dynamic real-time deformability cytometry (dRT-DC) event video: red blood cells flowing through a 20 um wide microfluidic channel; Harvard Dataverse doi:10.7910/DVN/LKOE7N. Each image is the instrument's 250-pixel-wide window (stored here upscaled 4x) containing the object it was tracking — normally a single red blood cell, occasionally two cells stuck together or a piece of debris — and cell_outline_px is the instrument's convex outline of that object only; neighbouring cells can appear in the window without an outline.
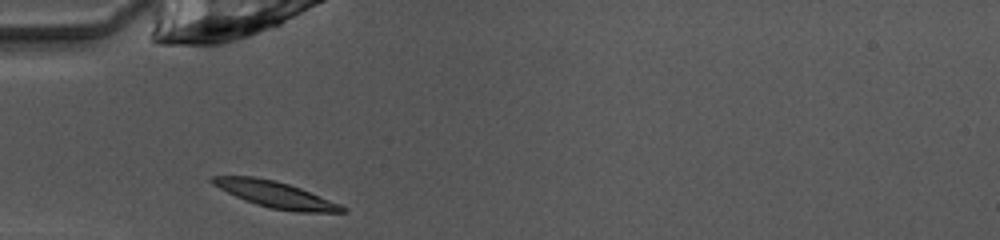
{"species": "common noctule bat (a hibernating species)", "species_latin": "Nyctalus noctula", "temperature_condition": "warm", "stored_images_in_passage": 35, "camera_frame_rate_fps": 3000, "um_per_image_px": 0.085, "animal": {"sex": "female", "body_mass_g": 10.0, "forearm_length_mm": 53.1}, "frame": {"image": 1, "passage_image": 1, "time_ms": 0.0, "image_size_px": [1000, 240], "cell_outline_px": [[348, 212], [296, 212], [272, 208], [256, 204], [244, 200], [212, 184], [208, 180], [208, 176], [256, 176], [276, 180], [300, 188], [340, 204], [348, 208]], "centroid_in_image_um": [23.4, 16.52], "position_along_channel_um": 61.6, "area_um2": 19.83}}
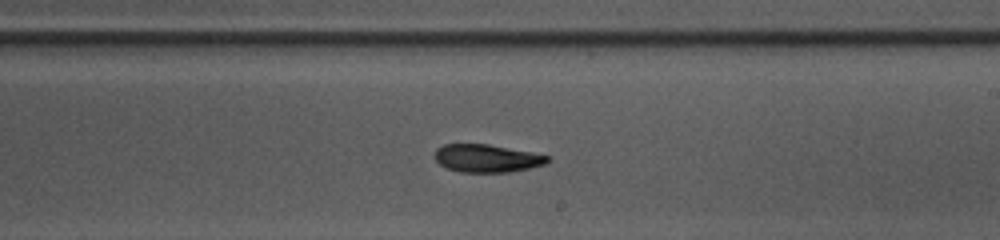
{"frame": {"image": 2, "passage_image": 15, "time_ms": 4.667, "image_size_px": [1000, 240], "cell_outline_px": [[552, 160], [544, 164], [528, 168], [508, 172], [460, 172], [448, 168], [440, 164], [436, 160], [436, 148], [444, 144], [488, 144], [532, 152], [548, 156]], "centroid_in_image_um": [41.39, 13.45], "position_along_channel_um": 247.6, "area_um2": 18.15}}
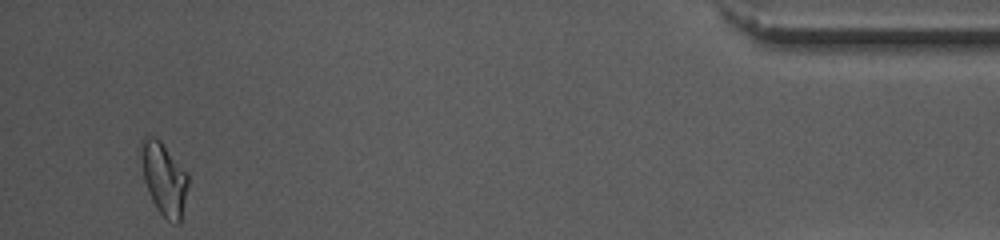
{"frame": {"image": 3, "passage_image": 33, "time_ms": 10.667, "image_size_px": [1000, 240], "cell_outline_px": [[188, 184], [180, 224], [176, 224], [168, 220], [156, 208], [152, 200], [144, 180], [140, 144], [140, 140], [144, 136], [156, 136], [160, 140], [188, 172]], "centroid_in_image_um": [13.95, 15.16], "position_along_channel_um": 421.3, "area_um2": 19.88}, "authors_computed_cell_mechanics": {"area_um2": 19.074, "velocity_mm_per_s": 4.0374, "shape_relaxation_time_tau1_ms": null, "shape_relaxation_time_tau2_ms": 4.3482, "deformation_change_tau1": null, "deformation_change_tau2": 0.1132}}